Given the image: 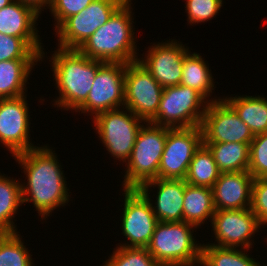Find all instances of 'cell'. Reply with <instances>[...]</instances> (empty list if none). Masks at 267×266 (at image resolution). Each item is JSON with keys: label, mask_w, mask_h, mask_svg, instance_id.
I'll list each match as a JSON object with an SVG mask.
<instances>
[{"label": "cell", "mask_w": 267, "mask_h": 266, "mask_svg": "<svg viewBox=\"0 0 267 266\" xmlns=\"http://www.w3.org/2000/svg\"><path fill=\"white\" fill-rule=\"evenodd\" d=\"M53 152L43 146L14 156L27 177L26 185H21L23 204L32 201L42 219L55 208L64 206L70 196L61 165Z\"/></svg>", "instance_id": "cell-1"}, {"label": "cell", "mask_w": 267, "mask_h": 266, "mask_svg": "<svg viewBox=\"0 0 267 266\" xmlns=\"http://www.w3.org/2000/svg\"><path fill=\"white\" fill-rule=\"evenodd\" d=\"M130 2L126 0L77 50L103 62L128 64L138 60Z\"/></svg>", "instance_id": "cell-2"}, {"label": "cell", "mask_w": 267, "mask_h": 266, "mask_svg": "<svg viewBox=\"0 0 267 266\" xmlns=\"http://www.w3.org/2000/svg\"><path fill=\"white\" fill-rule=\"evenodd\" d=\"M53 76L59 97L54 104L77 110L87 99L94 83V77L101 60L91 59L77 49L58 48L51 58Z\"/></svg>", "instance_id": "cell-3"}, {"label": "cell", "mask_w": 267, "mask_h": 266, "mask_svg": "<svg viewBox=\"0 0 267 266\" xmlns=\"http://www.w3.org/2000/svg\"><path fill=\"white\" fill-rule=\"evenodd\" d=\"M193 227L184 221L158 222L146 248L162 266L200 265L202 245L196 244Z\"/></svg>", "instance_id": "cell-4"}, {"label": "cell", "mask_w": 267, "mask_h": 266, "mask_svg": "<svg viewBox=\"0 0 267 266\" xmlns=\"http://www.w3.org/2000/svg\"><path fill=\"white\" fill-rule=\"evenodd\" d=\"M142 124L127 160L124 188H139L143 183L158 178V169L164 150L167 131L166 126L152 122Z\"/></svg>", "instance_id": "cell-5"}, {"label": "cell", "mask_w": 267, "mask_h": 266, "mask_svg": "<svg viewBox=\"0 0 267 266\" xmlns=\"http://www.w3.org/2000/svg\"><path fill=\"white\" fill-rule=\"evenodd\" d=\"M217 100L221 99L206 101L199 92L181 84L166 87L157 114L149 122L169 128L200 126L208 103Z\"/></svg>", "instance_id": "cell-6"}, {"label": "cell", "mask_w": 267, "mask_h": 266, "mask_svg": "<svg viewBox=\"0 0 267 266\" xmlns=\"http://www.w3.org/2000/svg\"><path fill=\"white\" fill-rule=\"evenodd\" d=\"M128 112H127V111ZM120 108L101 112L93 116V122L99 138L107 151L118 160L127 162L133 150L142 121L129 109ZM128 113V114H127Z\"/></svg>", "instance_id": "cell-7"}, {"label": "cell", "mask_w": 267, "mask_h": 266, "mask_svg": "<svg viewBox=\"0 0 267 266\" xmlns=\"http://www.w3.org/2000/svg\"><path fill=\"white\" fill-rule=\"evenodd\" d=\"M126 0H94L80 13L68 17L56 30L59 48L78 49Z\"/></svg>", "instance_id": "cell-8"}, {"label": "cell", "mask_w": 267, "mask_h": 266, "mask_svg": "<svg viewBox=\"0 0 267 266\" xmlns=\"http://www.w3.org/2000/svg\"><path fill=\"white\" fill-rule=\"evenodd\" d=\"M202 143L201 126L170 128L167 131L158 178L185 180L194 153Z\"/></svg>", "instance_id": "cell-9"}, {"label": "cell", "mask_w": 267, "mask_h": 266, "mask_svg": "<svg viewBox=\"0 0 267 266\" xmlns=\"http://www.w3.org/2000/svg\"><path fill=\"white\" fill-rule=\"evenodd\" d=\"M163 90L138 60L126 64L125 109L149 122L157 114Z\"/></svg>", "instance_id": "cell-10"}, {"label": "cell", "mask_w": 267, "mask_h": 266, "mask_svg": "<svg viewBox=\"0 0 267 266\" xmlns=\"http://www.w3.org/2000/svg\"><path fill=\"white\" fill-rule=\"evenodd\" d=\"M124 195L122 232L130 244L119 246L146 248L159 222L152 210L150 195L138 188H124Z\"/></svg>", "instance_id": "cell-11"}, {"label": "cell", "mask_w": 267, "mask_h": 266, "mask_svg": "<svg viewBox=\"0 0 267 266\" xmlns=\"http://www.w3.org/2000/svg\"><path fill=\"white\" fill-rule=\"evenodd\" d=\"M126 64L104 62L97 70L92 89L78 112L97 114L124 106Z\"/></svg>", "instance_id": "cell-12"}, {"label": "cell", "mask_w": 267, "mask_h": 266, "mask_svg": "<svg viewBox=\"0 0 267 266\" xmlns=\"http://www.w3.org/2000/svg\"><path fill=\"white\" fill-rule=\"evenodd\" d=\"M203 143H248L254 139L249 127L223 99L209 102L201 123Z\"/></svg>", "instance_id": "cell-13"}, {"label": "cell", "mask_w": 267, "mask_h": 266, "mask_svg": "<svg viewBox=\"0 0 267 266\" xmlns=\"http://www.w3.org/2000/svg\"><path fill=\"white\" fill-rule=\"evenodd\" d=\"M26 96L0 98V142L13 156L31 150L29 114Z\"/></svg>", "instance_id": "cell-14"}, {"label": "cell", "mask_w": 267, "mask_h": 266, "mask_svg": "<svg viewBox=\"0 0 267 266\" xmlns=\"http://www.w3.org/2000/svg\"><path fill=\"white\" fill-rule=\"evenodd\" d=\"M211 224L218 244L212 245L247 250L252 245L251 236L262 226L250 208L215 211Z\"/></svg>", "instance_id": "cell-15"}, {"label": "cell", "mask_w": 267, "mask_h": 266, "mask_svg": "<svg viewBox=\"0 0 267 266\" xmlns=\"http://www.w3.org/2000/svg\"><path fill=\"white\" fill-rule=\"evenodd\" d=\"M182 45L173 40L157 43L149 48L145 59H138L163 88L181 82L184 57L189 52V48Z\"/></svg>", "instance_id": "cell-16"}, {"label": "cell", "mask_w": 267, "mask_h": 266, "mask_svg": "<svg viewBox=\"0 0 267 266\" xmlns=\"http://www.w3.org/2000/svg\"><path fill=\"white\" fill-rule=\"evenodd\" d=\"M253 180L248 170L221 173L212 187L215 210L250 208Z\"/></svg>", "instance_id": "cell-17"}, {"label": "cell", "mask_w": 267, "mask_h": 266, "mask_svg": "<svg viewBox=\"0 0 267 266\" xmlns=\"http://www.w3.org/2000/svg\"><path fill=\"white\" fill-rule=\"evenodd\" d=\"M38 16L39 13L33 7L14 0L0 9V33L23 38L43 59L44 48L35 28Z\"/></svg>", "instance_id": "cell-18"}, {"label": "cell", "mask_w": 267, "mask_h": 266, "mask_svg": "<svg viewBox=\"0 0 267 266\" xmlns=\"http://www.w3.org/2000/svg\"><path fill=\"white\" fill-rule=\"evenodd\" d=\"M158 187L155 205L152 210L159 222H182L185 180L152 179L143 183L138 189L148 193L149 187Z\"/></svg>", "instance_id": "cell-19"}, {"label": "cell", "mask_w": 267, "mask_h": 266, "mask_svg": "<svg viewBox=\"0 0 267 266\" xmlns=\"http://www.w3.org/2000/svg\"><path fill=\"white\" fill-rule=\"evenodd\" d=\"M212 188L186 183L184 191L183 221L197 228L215 213Z\"/></svg>", "instance_id": "cell-20"}, {"label": "cell", "mask_w": 267, "mask_h": 266, "mask_svg": "<svg viewBox=\"0 0 267 266\" xmlns=\"http://www.w3.org/2000/svg\"><path fill=\"white\" fill-rule=\"evenodd\" d=\"M253 135L267 132V99L260 96H235L224 99Z\"/></svg>", "instance_id": "cell-21"}, {"label": "cell", "mask_w": 267, "mask_h": 266, "mask_svg": "<svg viewBox=\"0 0 267 266\" xmlns=\"http://www.w3.org/2000/svg\"><path fill=\"white\" fill-rule=\"evenodd\" d=\"M40 60H6L0 62V98L24 95L32 67Z\"/></svg>", "instance_id": "cell-22"}, {"label": "cell", "mask_w": 267, "mask_h": 266, "mask_svg": "<svg viewBox=\"0 0 267 266\" xmlns=\"http://www.w3.org/2000/svg\"><path fill=\"white\" fill-rule=\"evenodd\" d=\"M211 151L218 169L223 172L247 171L250 144L248 143H203Z\"/></svg>", "instance_id": "cell-23"}, {"label": "cell", "mask_w": 267, "mask_h": 266, "mask_svg": "<svg viewBox=\"0 0 267 266\" xmlns=\"http://www.w3.org/2000/svg\"><path fill=\"white\" fill-rule=\"evenodd\" d=\"M182 71L180 84L196 90L207 100L214 90V79L202 56L188 52L184 57Z\"/></svg>", "instance_id": "cell-24"}, {"label": "cell", "mask_w": 267, "mask_h": 266, "mask_svg": "<svg viewBox=\"0 0 267 266\" xmlns=\"http://www.w3.org/2000/svg\"><path fill=\"white\" fill-rule=\"evenodd\" d=\"M21 183L0 175V233H15L12 221L18 207L23 203Z\"/></svg>", "instance_id": "cell-25"}, {"label": "cell", "mask_w": 267, "mask_h": 266, "mask_svg": "<svg viewBox=\"0 0 267 266\" xmlns=\"http://www.w3.org/2000/svg\"><path fill=\"white\" fill-rule=\"evenodd\" d=\"M220 174L211 151L202 143L190 162L186 183L212 188Z\"/></svg>", "instance_id": "cell-26"}, {"label": "cell", "mask_w": 267, "mask_h": 266, "mask_svg": "<svg viewBox=\"0 0 267 266\" xmlns=\"http://www.w3.org/2000/svg\"><path fill=\"white\" fill-rule=\"evenodd\" d=\"M246 249L202 245L200 266H258L260 263L245 253Z\"/></svg>", "instance_id": "cell-27"}, {"label": "cell", "mask_w": 267, "mask_h": 266, "mask_svg": "<svg viewBox=\"0 0 267 266\" xmlns=\"http://www.w3.org/2000/svg\"><path fill=\"white\" fill-rule=\"evenodd\" d=\"M18 234L0 233V266H32L29 251Z\"/></svg>", "instance_id": "cell-28"}, {"label": "cell", "mask_w": 267, "mask_h": 266, "mask_svg": "<svg viewBox=\"0 0 267 266\" xmlns=\"http://www.w3.org/2000/svg\"><path fill=\"white\" fill-rule=\"evenodd\" d=\"M110 257L103 266H160L147 248L119 246Z\"/></svg>", "instance_id": "cell-29"}, {"label": "cell", "mask_w": 267, "mask_h": 266, "mask_svg": "<svg viewBox=\"0 0 267 266\" xmlns=\"http://www.w3.org/2000/svg\"><path fill=\"white\" fill-rule=\"evenodd\" d=\"M6 60H41L40 55L23 39L0 33V62Z\"/></svg>", "instance_id": "cell-30"}, {"label": "cell", "mask_w": 267, "mask_h": 266, "mask_svg": "<svg viewBox=\"0 0 267 266\" xmlns=\"http://www.w3.org/2000/svg\"><path fill=\"white\" fill-rule=\"evenodd\" d=\"M248 171L254 179L267 178V132L254 135L250 143Z\"/></svg>", "instance_id": "cell-31"}, {"label": "cell", "mask_w": 267, "mask_h": 266, "mask_svg": "<svg viewBox=\"0 0 267 266\" xmlns=\"http://www.w3.org/2000/svg\"><path fill=\"white\" fill-rule=\"evenodd\" d=\"M223 0H187L186 11L189 23H201L211 20L222 7Z\"/></svg>", "instance_id": "cell-32"}, {"label": "cell", "mask_w": 267, "mask_h": 266, "mask_svg": "<svg viewBox=\"0 0 267 266\" xmlns=\"http://www.w3.org/2000/svg\"><path fill=\"white\" fill-rule=\"evenodd\" d=\"M250 209L261 225L267 224V178L253 180Z\"/></svg>", "instance_id": "cell-33"}, {"label": "cell", "mask_w": 267, "mask_h": 266, "mask_svg": "<svg viewBox=\"0 0 267 266\" xmlns=\"http://www.w3.org/2000/svg\"><path fill=\"white\" fill-rule=\"evenodd\" d=\"M94 0H52L50 10L56 20L57 29L68 17L80 13Z\"/></svg>", "instance_id": "cell-34"}, {"label": "cell", "mask_w": 267, "mask_h": 266, "mask_svg": "<svg viewBox=\"0 0 267 266\" xmlns=\"http://www.w3.org/2000/svg\"><path fill=\"white\" fill-rule=\"evenodd\" d=\"M17 1L30 5L40 14L42 12V7L44 6L43 9H45V6L49 8L52 2V0H17Z\"/></svg>", "instance_id": "cell-35"}, {"label": "cell", "mask_w": 267, "mask_h": 266, "mask_svg": "<svg viewBox=\"0 0 267 266\" xmlns=\"http://www.w3.org/2000/svg\"><path fill=\"white\" fill-rule=\"evenodd\" d=\"M14 0H0V9L8 6L10 3H12Z\"/></svg>", "instance_id": "cell-36"}]
</instances>
